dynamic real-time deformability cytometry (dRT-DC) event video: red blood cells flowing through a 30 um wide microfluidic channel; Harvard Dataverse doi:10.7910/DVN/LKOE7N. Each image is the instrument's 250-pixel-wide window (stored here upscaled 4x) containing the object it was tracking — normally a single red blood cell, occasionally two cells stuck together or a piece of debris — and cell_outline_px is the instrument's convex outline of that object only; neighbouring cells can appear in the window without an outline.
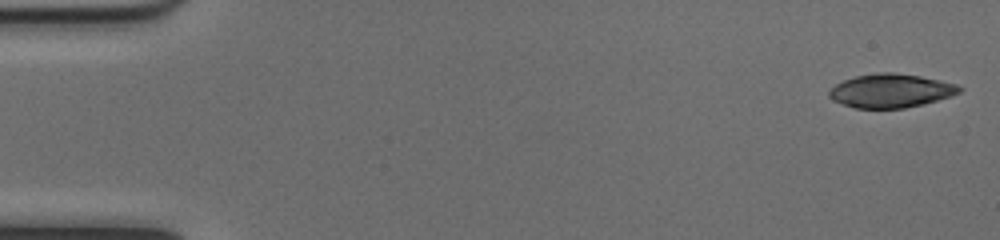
{"species": "common noctule bat (a hibernating species)", "species_latin": "Nyctalus noctula", "temperature_condition": "cold", "stored_images_in_passage": 50, "camera_frame_rate_fps": 3000, "um_per_image_px": 0.085, "animal": {"sex": "female", "body_mass_g": 17.0, "forearm_length_mm": 48.0}, "frame": {"image": 1, "passage_image": 1, "time_ms": 0.0, "image_size_px": [1000, 240], "cell_outline_px": [[964, 88], [960, 92], [952, 96], [924, 104], [904, 108], [856, 108], [832, 100], [828, 96], [828, 92], [836, 84], [844, 80], [856, 76], [880, 72], [892, 72], [920, 76], [956, 84]], "centroid_in_image_um": [75.74, 7.71], "position_along_channel_um": 9.3, "area_um2": 25.49}}
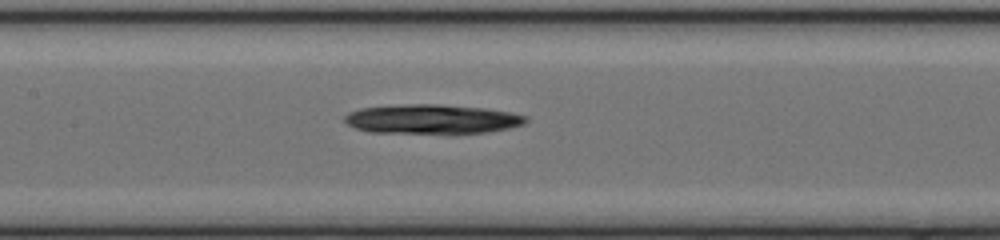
{"frame": {"image": 2, "passage_image": 24, "time_ms": 7.667, "image_size_px": [1000, 240], "cell_outline_px": [[528, 120], [524, 124], [508, 128], [488, 132], [368, 132], [356, 128], [348, 124], [344, 120], [344, 116], [348, 112], [360, 108], [408, 104], [440, 104], [484, 108], [508, 112], [528, 116]], "centroid_in_image_um": [36.71, 10.11], "position_along_channel_um": 170.7, "area_um2": 30.52}}
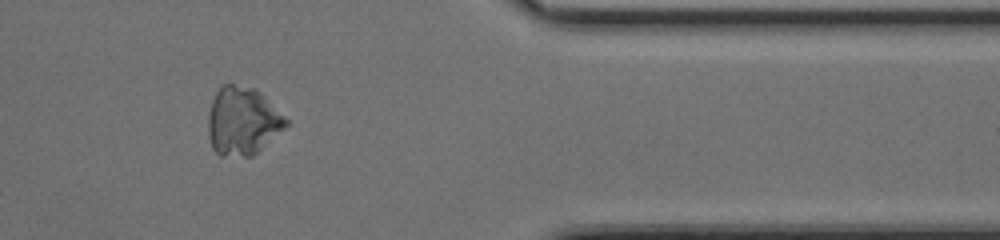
{"frame": {"image": 3, "passage_image": 42, "time_ms": 13.667, "image_size_px": [1000, 240], "cell_outline_px": [[288, 124], [284, 128], [252, 156], [220, 156], [212, 148], [208, 136], [208, 116], [212, 100], [220, 84], [232, 84], [256, 88], [288, 120]], "centroid_in_image_um": [20.58, 10.28], "position_along_channel_um": 390.8, "area_um2": 30.75}}